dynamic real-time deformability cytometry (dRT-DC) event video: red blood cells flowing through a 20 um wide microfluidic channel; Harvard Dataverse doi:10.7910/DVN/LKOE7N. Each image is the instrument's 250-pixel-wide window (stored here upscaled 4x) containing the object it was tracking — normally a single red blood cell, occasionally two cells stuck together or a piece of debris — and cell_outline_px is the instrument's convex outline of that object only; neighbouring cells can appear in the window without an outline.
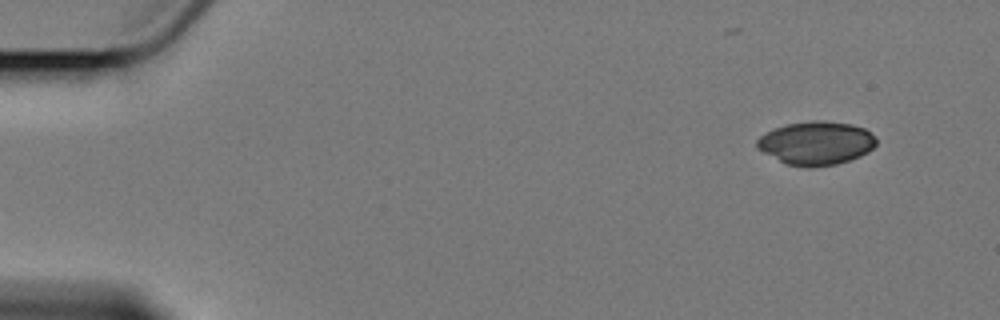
{"species": "Egyptian fruit bat (a non-hibernating species)", "species_latin": "Rousettus aegyptiacus", "temperature_condition": "cold", "stored_images_in_passage": 5, "camera_frame_rate_fps": 3000, "um_per_image_px": 0.085, "animal": {"sex": "female"}, "frame": {"image": 1, "passage_image": 1, "time_ms": 0.0, "image_size_px": [1000, 320], "cell_outline_px": [[876, 144], [868, 152], [860, 156], [836, 164], [788, 164], [756, 148], [756, 140], [760, 136], [776, 128], [788, 124], [812, 120], [824, 120], [852, 124], [864, 128], [876, 136]], "centroid_in_image_um": [69.42, 12.11], "position_along_channel_um": 15.6, "area_um2": 29.36}}
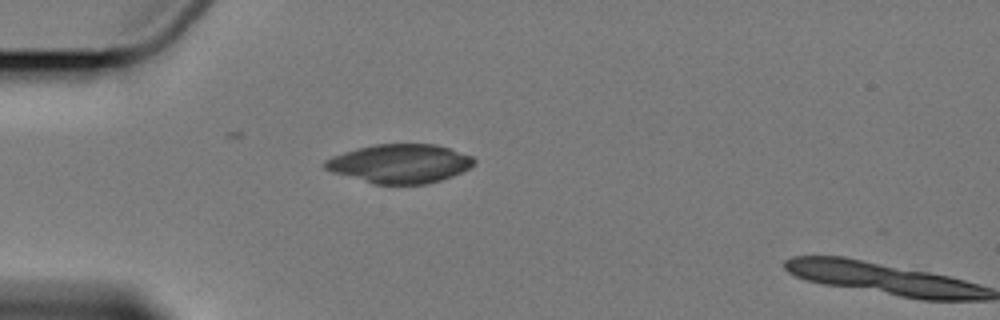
{"frame": {"image": 2, "passage_image": 4, "time_ms": 4.0, "image_size_px": [1000, 320], "cell_outline_px": [[476, 160], [468, 168], [452, 176], [440, 180], [424, 184], [376, 184], [332, 172], [324, 168], [324, 160], [332, 156], [356, 148], [376, 144], [436, 144], [472, 156]], "centroid_in_image_um": [33.96, 13.9], "position_along_channel_um": 51.0, "area_um2": 33.47}}